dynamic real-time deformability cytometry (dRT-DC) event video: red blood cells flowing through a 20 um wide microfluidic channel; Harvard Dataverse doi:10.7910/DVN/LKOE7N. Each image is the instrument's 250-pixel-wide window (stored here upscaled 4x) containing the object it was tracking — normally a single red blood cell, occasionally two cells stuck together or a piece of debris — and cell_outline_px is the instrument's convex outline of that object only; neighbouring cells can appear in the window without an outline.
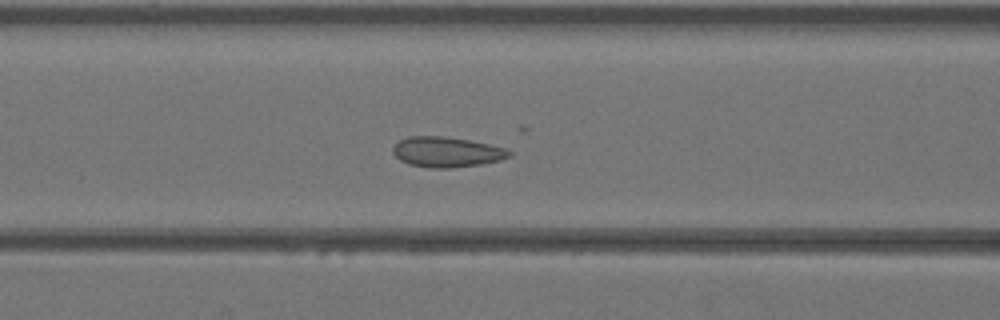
{"species": "Egyptian fruit bat (a non-hibernating species)", "species_latin": "Rousettus aegyptiacus", "temperature_condition": "warm", "stored_images_in_passage": 35, "camera_frame_rate_fps": 3000, "um_per_image_px": 0.085, "animal": {"sex": "female"}, "frame": {"image": 1, "passage_image": 10, "time_ms": 3.0, "image_size_px": [1000, 320], "cell_outline_px": [[512, 156], [500, 160], [480, 164], [452, 168], [428, 168], [408, 164], [400, 160], [392, 152], [392, 148], [400, 140], [408, 136], [440, 136], [468, 140], [508, 148], [512, 152]], "centroid_in_image_um": [37.98, 12.93], "position_along_channel_um": 128.6, "area_um2": 20.58}}
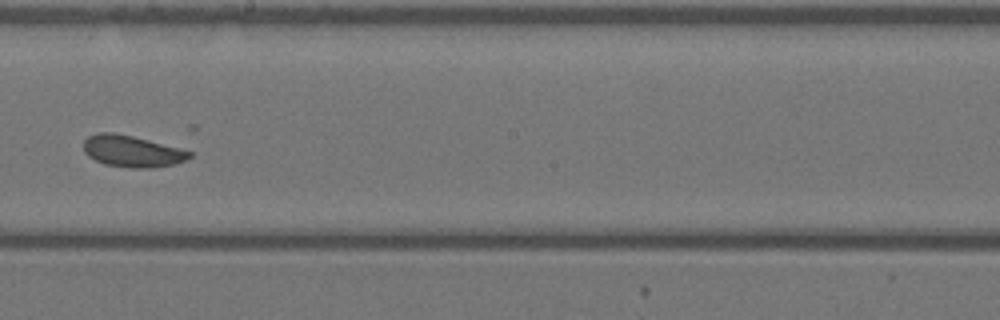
{"frame": {"image": 2, "passage_image": 17, "time_ms": 5.333, "image_size_px": [1000, 320], "cell_outline_px": [[192, 156], [176, 164], [152, 168], [132, 168], [104, 164], [88, 156], [84, 152], [84, 140], [88, 136], [100, 132], [112, 132], [132, 136], [148, 140], [192, 152]], "centroid_in_image_um": [11.2, 12.86], "position_along_channel_um": 237.0, "area_um2": 19.31}}
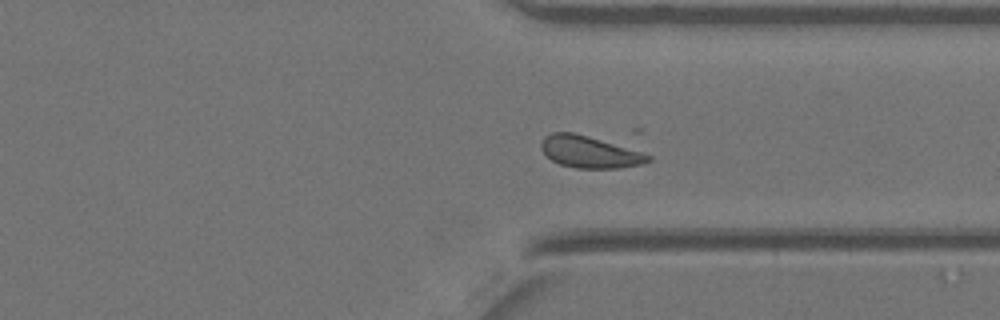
{"frame": {"image": 3, "passage_image": 25, "time_ms": 8.0, "image_size_px": [1000, 320], "cell_outline_px": [[652, 160], [640, 164], [620, 168], [576, 168], [560, 164], [552, 160], [540, 148], [540, 144], [544, 136], [552, 132], [572, 132], [588, 136], [632, 148], [652, 156]], "centroid_in_image_um": [50.12, 12.91], "position_along_channel_um": 361.3, "area_um2": 19.88}}